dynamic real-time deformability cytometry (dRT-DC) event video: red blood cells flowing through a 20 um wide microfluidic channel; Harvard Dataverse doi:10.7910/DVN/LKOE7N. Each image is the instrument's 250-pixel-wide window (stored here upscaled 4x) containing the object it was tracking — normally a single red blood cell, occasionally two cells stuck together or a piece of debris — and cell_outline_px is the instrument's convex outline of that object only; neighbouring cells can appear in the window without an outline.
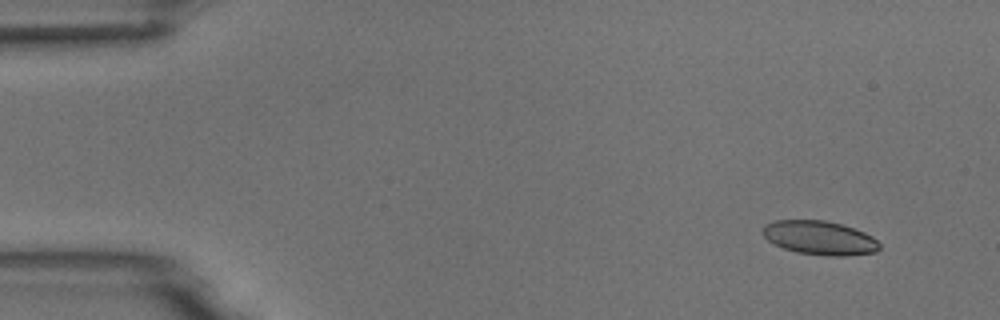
{"species": "common noctule bat (a hibernating species)", "species_latin": "Nyctalus noctula", "temperature_condition": "room temperature", "stored_images_in_passage": 5, "camera_frame_rate_fps": 3000, "um_per_image_px": 0.085, "animal": {"sex": "male", "body_mass_g": 18.8}, "frame": {"image": 1, "passage_image": 2, "time_ms": 1.0, "image_size_px": [1000, 320], "cell_outline_px": [[880, 248], [876, 252], [844, 256], [824, 256], [796, 252], [784, 248], [768, 240], [760, 232], [764, 224], [776, 220], [824, 220], [840, 224], [864, 232], [872, 236], [880, 244]], "centroid_in_image_um": [69.65, 20.22], "position_along_channel_um": 15.4, "area_um2": 23.12}}
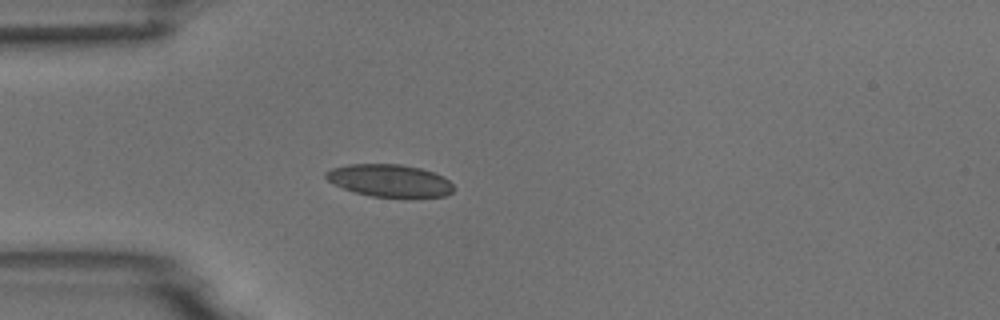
{"frame": {"image": 2, "passage_image": 5, "time_ms": 4.667, "image_size_px": [1000, 320], "cell_outline_px": [[456, 188], [452, 192], [444, 196], [404, 200], [372, 196], [356, 192], [344, 188], [328, 180], [324, 176], [324, 172], [332, 168], [348, 164], [400, 164], [420, 168], [444, 176]], "centroid_in_image_um": [33.18, 15.39], "position_along_channel_um": 51.8, "area_um2": 24.8}}